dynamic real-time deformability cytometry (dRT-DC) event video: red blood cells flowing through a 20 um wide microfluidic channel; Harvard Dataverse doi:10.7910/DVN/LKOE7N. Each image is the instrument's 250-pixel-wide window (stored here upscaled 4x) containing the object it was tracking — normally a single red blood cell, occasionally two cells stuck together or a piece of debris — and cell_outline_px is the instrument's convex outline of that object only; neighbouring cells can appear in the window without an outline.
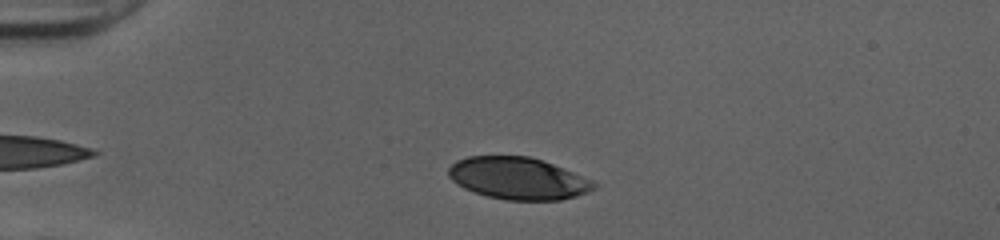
{"species": "human", "species_latin": "Homo sapiens", "temperature_condition": "cold", "stored_images_in_passage": 39, "camera_frame_rate_fps": 3000, "um_per_image_px": 0.085, "donor": {"sex": "female"}, "frame": {"image": 1, "passage_image": 8, "time_ms": 2.333, "image_size_px": [1000, 240], "cell_outline_px": [[600, 184], [596, 188], [588, 192], [576, 196], [560, 200], [504, 200], [488, 196], [464, 188], [452, 180], [448, 176], [448, 168], [456, 160], [468, 156], [528, 156], [552, 164], [592, 180]], "centroid_in_image_um": [44.04, 15.16], "position_along_channel_um": 41.0, "area_um2": 35.49}}
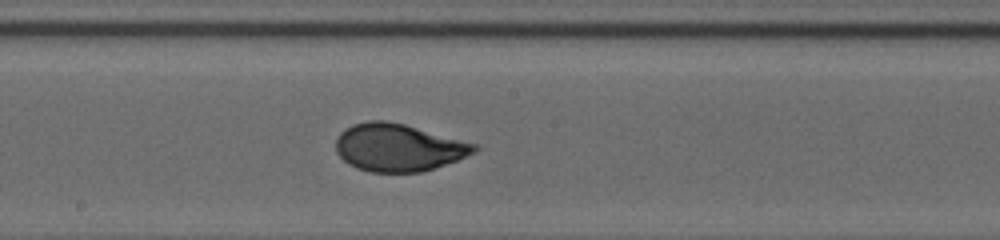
{"frame": {"image": 2, "passage_image": 24, "time_ms": 7.667, "image_size_px": [1000, 240], "cell_outline_px": [[480, 148], [476, 152], [456, 160], [420, 172], [368, 172], [356, 168], [348, 164], [336, 152], [336, 140], [340, 132], [344, 128], [352, 124], [368, 120], [384, 120], [404, 124], [476, 144]], "centroid_in_image_um": [33.82, 12.53], "position_along_channel_um": 214.4, "area_um2": 38.21}}
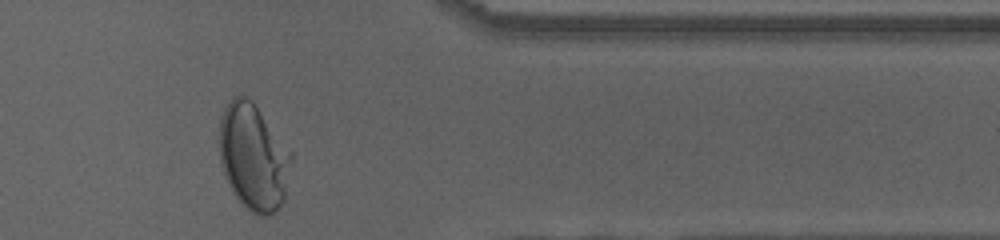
{"frame": {"image": 3, "passage_image": 38, "time_ms": 12.333, "image_size_px": [1000, 240], "cell_outline_px": [[292, 160], [284, 200], [268, 216], [256, 216], [236, 196], [228, 184], [224, 176], [220, 164], [220, 116], [224, 108], [232, 96], [244, 96], [252, 100], [292, 152]], "centroid_in_image_um": [21.53, 13.32], "position_along_channel_um": 389.9, "area_um2": 44.51}, "authors_computed_cell_mechanics": {"area_um2": 37.8012, "velocity_mm_per_s": 4.0237, "shape_relaxation_time_tau1_ms": 4.7798, "shape_relaxation_time_tau2_ms": null, "deformation_change_tau1": 0.2054, "deformation_change_tau2": null}}